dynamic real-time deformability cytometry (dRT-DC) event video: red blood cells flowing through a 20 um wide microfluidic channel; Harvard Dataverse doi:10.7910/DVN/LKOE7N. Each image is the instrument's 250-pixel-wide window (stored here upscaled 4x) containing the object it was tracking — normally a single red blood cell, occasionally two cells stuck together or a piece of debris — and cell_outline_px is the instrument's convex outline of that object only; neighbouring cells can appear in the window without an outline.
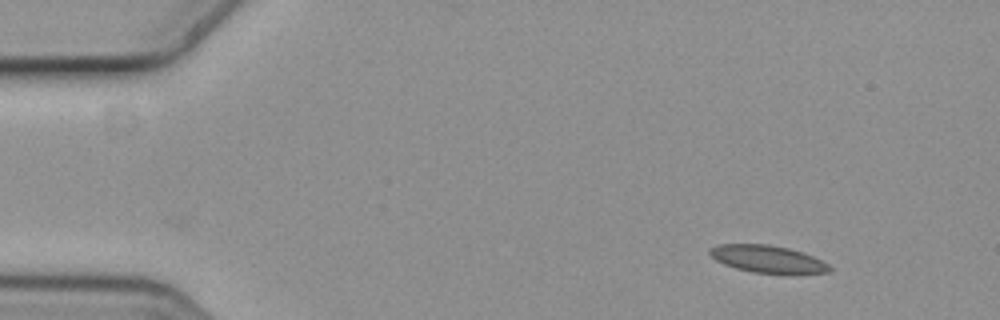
{"species": "common noctule bat (a hibernating species)", "species_latin": "Nyctalus noctula", "temperature_condition": "cold", "stored_images_in_passage": 4, "camera_frame_rate_fps": 3000, "um_per_image_px": 0.085, "animal": {"sex": "female", "body_mass_g": 19.3, "forearm_length_mm": 54.1}, "frame": {"image": 1, "passage_image": 1, "time_ms": 0.0, "image_size_px": [1000, 320], "cell_outline_px": [[832, 272], [788, 276], [752, 272], [736, 268], [724, 264], [716, 260], [708, 252], [708, 248], [716, 244], [768, 244], [788, 248], [804, 252], [828, 264], [832, 268]], "centroid_in_image_um": [65.3, 22.05], "position_along_channel_um": 19.7, "area_um2": 19.83}}
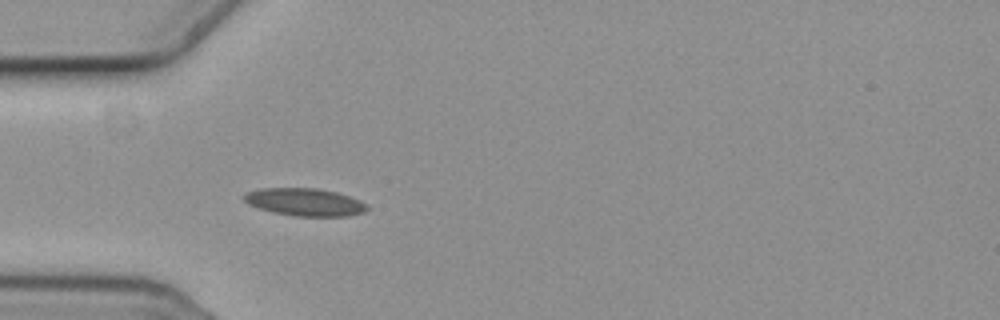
{"frame": {"image": 2, "passage_image": 4, "time_ms": 1.0, "image_size_px": [1000, 320], "cell_outline_px": [[368, 208], [364, 212], [348, 216], [296, 216], [272, 212], [248, 204], [240, 196], [244, 192], [260, 188], [316, 188], [336, 192], [360, 200], [368, 204]], "centroid_in_image_um": [25.87, 17.17], "position_along_channel_um": 59.1, "area_um2": 19.94}}